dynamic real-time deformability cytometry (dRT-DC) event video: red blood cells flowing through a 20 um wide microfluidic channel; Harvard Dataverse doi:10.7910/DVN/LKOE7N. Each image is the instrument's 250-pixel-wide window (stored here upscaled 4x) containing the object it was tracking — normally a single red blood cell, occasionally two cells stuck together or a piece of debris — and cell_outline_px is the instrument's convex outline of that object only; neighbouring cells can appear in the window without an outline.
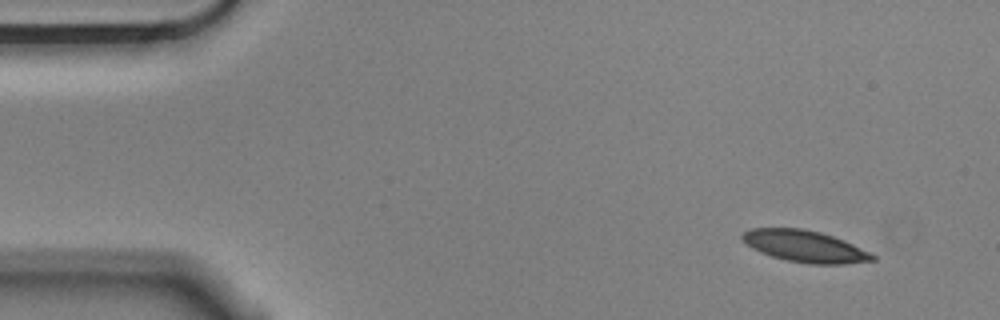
{"species": "Egyptian fruit bat (a non-hibernating species)", "species_latin": "Rousettus aegyptiacus", "temperature_condition": "cold", "stored_images_in_passage": 4, "camera_frame_rate_fps": 3000, "um_per_image_px": 0.085, "animal": {"sex": "male"}, "frame": {"image": 1, "passage_image": 1, "time_ms": 0.0, "image_size_px": [1000, 320], "cell_outline_px": [[876, 260], [844, 264], [808, 264], [788, 260], [772, 256], [760, 252], [752, 248], [740, 236], [744, 232], [752, 228], [804, 228], [820, 232], [844, 240], [876, 256]], "centroid_in_image_um": [68.42, 20.93], "position_along_channel_um": 16.6, "area_um2": 23.81}}
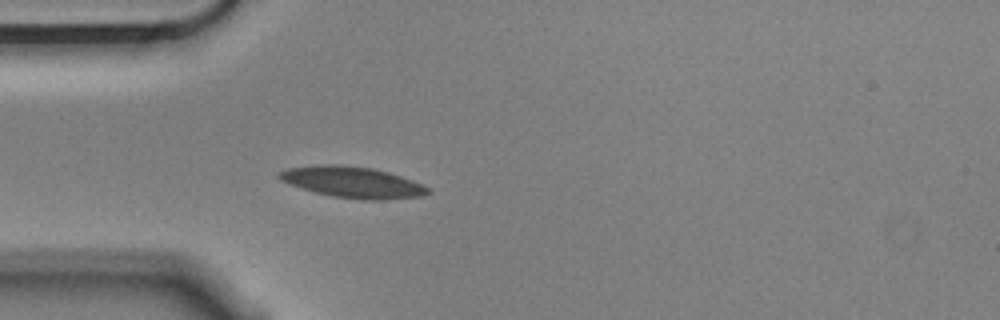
{"frame": {"image": 2, "passage_image": 4, "time_ms": 1.0, "image_size_px": [1000, 320], "cell_outline_px": [[432, 192], [424, 196], [384, 200], [364, 200], [332, 196], [300, 188], [280, 180], [276, 176], [276, 172], [288, 168], [316, 164], [340, 164], [372, 168], [388, 172], [412, 180], [432, 188]], "centroid_in_image_um": [29.97, 15.48], "position_along_channel_um": 55.0, "area_um2": 27.34}}